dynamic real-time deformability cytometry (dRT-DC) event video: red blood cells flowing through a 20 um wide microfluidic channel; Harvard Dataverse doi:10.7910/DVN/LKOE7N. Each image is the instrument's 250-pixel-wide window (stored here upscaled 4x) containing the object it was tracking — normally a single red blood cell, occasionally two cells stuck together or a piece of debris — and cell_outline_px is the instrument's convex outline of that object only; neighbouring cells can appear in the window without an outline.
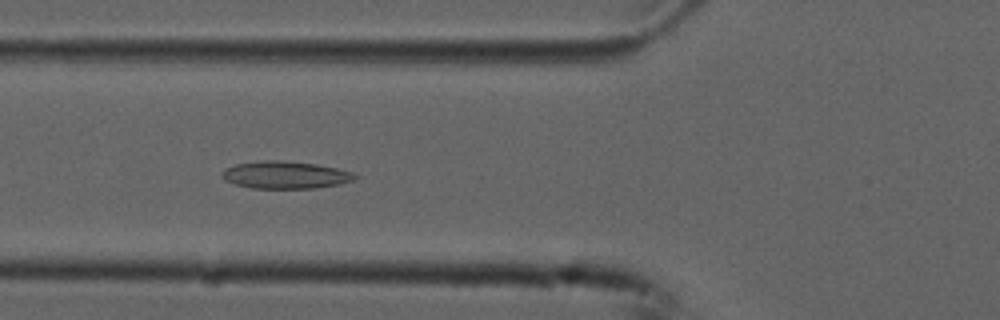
{"species": "common noctule bat (a hibernating species)", "species_latin": "Nyctalus noctula", "temperature_condition": "cold", "stored_images_in_passage": 8, "camera_frame_rate_fps": 3000, "um_per_image_px": 0.085, "animal": {"sex": "male", "forearm_length_mm": 52.5}, "frame": {"image": 1, "passage_image": 5, "time_ms": 1.333, "image_size_px": [1000, 320], "cell_outline_px": [[360, 176], [356, 180], [340, 184], [316, 188], [252, 188], [236, 184], [224, 180], [220, 176], [224, 168], [236, 164], [264, 160], [276, 160], [316, 164], [336, 168], [352, 172]], "centroid_in_image_um": [24.27, 14.87], "position_along_channel_um": 101.5, "area_um2": 21.27}}
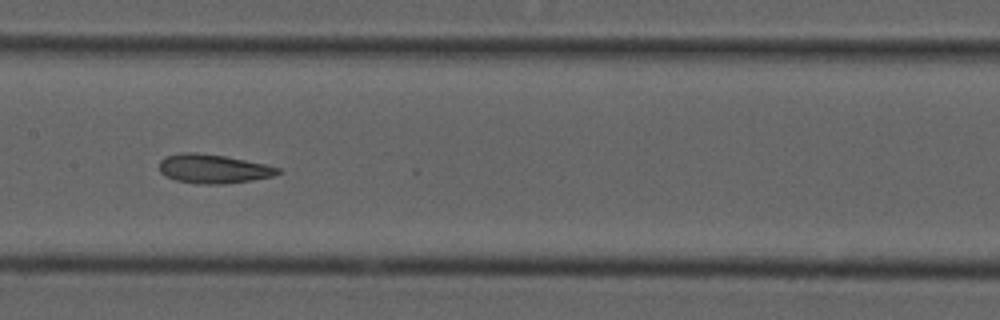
{"frame": {"image": 2, "passage_image": 7, "time_ms": 2.0, "image_size_px": [1000, 320], "cell_outline_px": [[284, 172], [272, 176], [252, 180], [224, 184], [204, 184], [176, 180], [164, 176], [160, 172], [160, 160], [164, 156], [180, 152], [196, 152], [224, 156], [264, 164], [280, 168]], "centroid_in_image_um": [18.11, 14.34], "position_along_channel_um": 189.3, "area_um2": 20.06}}
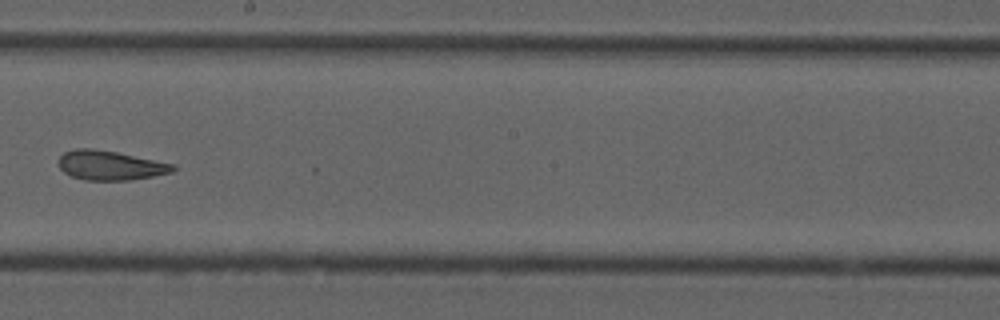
{"frame": {"image": 3, "passage_image": 8, "time_ms": 2.333, "image_size_px": [1000, 320], "cell_outline_px": [[176, 168], [172, 172], [152, 176], [128, 180], [84, 180], [72, 176], [64, 172], [60, 168], [60, 156], [64, 152], [76, 148], [88, 148], [116, 152], [176, 164]], "centroid_in_image_um": [9.38, 14.05], "position_along_channel_um": 238.8, "area_um2": 19.42}}